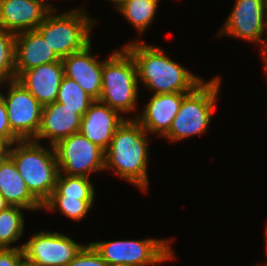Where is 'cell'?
I'll return each instance as SVG.
<instances>
[{"mask_svg": "<svg viewBox=\"0 0 267 266\" xmlns=\"http://www.w3.org/2000/svg\"><path fill=\"white\" fill-rule=\"evenodd\" d=\"M261 57L263 58L264 61V70L267 73V40L265 41L263 47H261Z\"/></svg>", "mask_w": 267, "mask_h": 266, "instance_id": "30", "label": "cell"}, {"mask_svg": "<svg viewBox=\"0 0 267 266\" xmlns=\"http://www.w3.org/2000/svg\"><path fill=\"white\" fill-rule=\"evenodd\" d=\"M50 10L36 31L60 59L83 50L91 41V31L97 20L83 8L55 13ZM93 27V28H92Z\"/></svg>", "mask_w": 267, "mask_h": 266, "instance_id": "6", "label": "cell"}, {"mask_svg": "<svg viewBox=\"0 0 267 266\" xmlns=\"http://www.w3.org/2000/svg\"><path fill=\"white\" fill-rule=\"evenodd\" d=\"M220 78L215 76L208 82L203 81L183 97L180 109L163 138L179 142L206 133L216 110V101L221 90Z\"/></svg>", "mask_w": 267, "mask_h": 266, "instance_id": "5", "label": "cell"}, {"mask_svg": "<svg viewBox=\"0 0 267 266\" xmlns=\"http://www.w3.org/2000/svg\"><path fill=\"white\" fill-rule=\"evenodd\" d=\"M16 34L0 29V82L15 80Z\"/></svg>", "mask_w": 267, "mask_h": 266, "instance_id": "25", "label": "cell"}, {"mask_svg": "<svg viewBox=\"0 0 267 266\" xmlns=\"http://www.w3.org/2000/svg\"><path fill=\"white\" fill-rule=\"evenodd\" d=\"M109 1V0H108ZM124 0H110V2H113L115 5V8L117 9L118 6L123 2Z\"/></svg>", "mask_w": 267, "mask_h": 266, "instance_id": "35", "label": "cell"}, {"mask_svg": "<svg viewBox=\"0 0 267 266\" xmlns=\"http://www.w3.org/2000/svg\"><path fill=\"white\" fill-rule=\"evenodd\" d=\"M95 100L73 79L63 77L56 102L73 109L81 117Z\"/></svg>", "mask_w": 267, "mask_h": 266, "instance_id": "23", "label": "cell"}, {"mask_svg": "<svg viewBox=\"0 0 267 266\" xmlns=\"http://www.w3.org/2000/svg\"><path fill=\"white\" fill-rule=\"evenodd\" d=\"M22 247L0 248V266H18L24 258Z\"/></svg>", "mask_w": 267, "mask_h": 266, "instance_id": "28", "label": "cell"}, {"mask_svg": "<svg viewBox=\"0 0 267 266\" xmlns=\"http://www.w3.org/2000/svg\"><path fill=\"white\" fill-rule=\"evenodd\" d=\"M0 194L10 206H19L33 212L43 209V205L31 194L8 155L0 161Z\"/></svg>", "mask_w": 267, "mask_h": 266, "instance_id": "19", "label": "cell"}, {"mask_svg": "<svg viewBox=\"0 0 267 266\" xmlns=\"http://www.w3.org/2000/svg\"><path fill=\"white\" fill-rule=\"evenodd\" d=\"M49 147L28 139L13 143L8 150L29 191L42 205L55 189L59 174L53 145Z\"/></svg>", "mask_w": 267, "mask_h": 266, "instance_id": "3", "label": "cell"}, {"mask_svg": "<svg viewBox=\"0 0 267 266\" xmlns=\"http://www.w3.org/2000/svg\"><path fill=\"white\" fill-rule=\"evenodd\" d=\"M94 202L95 197L50 196L43 208L50 212L58 209L67 218L80 221L87 217L88 212L94 207Z\"/></svg>", "mask_w": 267, "mask_h": 266, "instance_id": "21", "label": "cell"}, {"mask_svg": "<svg viewBox=\"0 0 267 266\" xmlns=\"http://www.w3.org/2000/svg\"><path fill=\"white\" fill-rule=\"evenodd\" d=\"M18 266H38V265L23 258V260L19 263Z\"/></svg>", "mask_w": 267, "mask_h": 266, "instance_id": "33", "label": "cell"}, {"mask_svg": "<svg viewBox=\"0 0 267 266\" xmlns=\"http://www.w3.org/2000/svg\"><path fill=\"white\" fill-rule=\"evenodd\" d=\"M9 206H10V204L0 194V212L7 209Z\"/></svg>", "mask_w": 267, "mask_h": 266, "instance_id": "31", "label": "cell"}, {"mask_svg": "<svg viewBox=\"0 0 267 266\" xmlns=\"http://www.w3.org/2000/svg\"><path fill=\"white\" fill-rule=\"evenodd\" d=\"M107 266H128V265H125V264H108Z\"/></svg>", "mask_w": 267, "mask_h": 266, "instance_id": "36", "label": "cell"}, {"mask_svg": "<svg viewBox=\"0 0 267 266\" xmlns=\"http://www.w3.org/2000/svg\"><path fill=\"white\" fill-rule=\"evenodd\" d=\"M92 44L83 50L61 59L64 76L75 80L94 100L101 97L102 68L104 60L100 61L92 52Z\"/></svg>", "mask_w": 267, "mask_h": 266, "instance_id": "14", "label": "cell"}, {"mask_svg": "<svg viewBox=\"0 0 267 266\" xmlns=\"http://www.w3.org/2000/svg\"><path fill=\"white\" fill-rule=\"evenodd\" d=\"M147 134L136 119H126L105 151L104 167L105 170L114 169V175L144 192L149 185L147 165L150 150Z\"/></svg>", "mask_w": 267, "mask_h": 266, "instance_id": "2", "label": "cell"}, {"mask_svg": "<svg viewBox=\"0 0 267 266\" xmlns=\"http://www.w3.org/2000/svg\"><path fill=\"white\" fill-rule=\"evenodd\" d=\"M49 11L34 0H0V29L15 34L36 30Z\"/></svg>", "mask_w": 267, "mask_h": 266, "instance_id": "15", "label": "cell"}, {"mask_svg": "<svg viewBox=\"0 0 267 266\" xmlns=\"http://www.w3.org/2000/svg\"><path fill=\"white\" fill-rule=\"evenodd\" d=\"M58 61H61V59L36 30L24 31L16 34V79L26 70Z\"/></svg>", "mask_w": 267, "mask_h": 266, "instance_id": "17", "label": "cell"}, {"mask_svg": "<svg viewBox=\"0 0 267 266\" xmlns=\"http://www.w3.org/2000/svg\"><path fill=\"white\" fill-rule=\"evenodd\" d=\"M172 239L97 241L90 244L108 264L155 266L176 259Z\"/></svg>", "mask_w": 267, "mask_h": 266, "instance_id": "7", "label": "cell"}, {"mask_svg": "<svg viewBox=\"0 0 267 266\" xmlns=\"http://www.w3.org/2000/svg\"><path fill=\"white\" fill-rule=\"evenodd\" d=\"M9 144L0 138V161L8 155Z\"/></svg>", "mask_w": 267, "mask_h": 266, "instance_id": "29", "label": "cell"}, {"mask_svg": "<svg viewBox=\"0 0 267 266\" xmlns=\"http://www.w3.org/2000/svg\"><path fill=\"white\" fill-rule=\"evenodd\" d=\"M139 81L135 61L123 46L112 51L103 62L102 88L99 101L122 115L136 113Z\"/></svg>", "mask_w": 267, "mask_h": 266, "instance_id": "4", "label": "cell"}, {"mask_svg": "<svg viewBox=\"0 0 267 266\" xmlns=\"http://www.w3.org/2000/svg\"><path fill=\"white\" fill-rule=\"evenodd\" d=\"M160 0H124L116 9L142 35L154 22Z\"/></svg>", "mask_w": 267, "mask_h": 266, "instance_id": "20", "label": "cell"}, {"mask_svg": "<svg viewBox=\"0 0 267 266\" xmlns=\"http://www.w3.org/2000/svg\"><path fill=\"white\" fill-rule=\"evenodd\" d=\"M224 23L218 37L233 36L263 47L267 40L263 36L267 31V0H235Z\"/></svg>", "mask_w": 267, "mask_h": 266, "instance_id": "10", "label": "cell"}, {"mask_svg": "<svg viewBox=\"0 0 267 266\" xmlns=\"http://www.w3.org/2000/svg\"><path fill=\"white\" fill-rule=\"evenodd\" d=\"M81 116L65 105L53 102L42 107L41 125L37 136L33 139L41 142L49 139V145L79 132Z\"/></svg>", "mask_w": 267, "mask_h": 266, "instance_id": "16", "label": "cell"}, {"mask_svg": "<svg viewBox=\"0 0 267 266\" xmlns=\"http://www.w3.org/2000/svg\"><path fill=\"white\" fill-rule=\"evenodd\" d=\"M53 148L59 173L89 177L105 170V151L80 132L59 140Z\"/></svg>", "mask_w": 267, "mask_h": 266, "instance_id": "8", "label": "cell"}, {"mask_svg": "<svg viewBox=\"0 0 267 266\" xmlns=\"http://www.w3.org/2000/svg\"><path fill=\"white\" fill-rule=\"evenodd\" d=\"M108 263L99 255L94 247L86 244L67 266H107Z\"/></svg>", "mask_w": 267, "mask_h": 266, "instance_id": "26", "label": "cell"}, {"mask_svg": "<svg viewBox=\"0 0 267 266\" xmlns=\"http://www.w3.org/2000/svg\"><path fill=\"white\" fill-rule=\"evenodd\" d=\"M189 92L153 94L142 113L136 119L148 132L163 137L170 129L172 121L178 113L183 97Z\"/></svg>", "mask_w": 267, "mask_h": 266, "instance_id": "13", "label": "cell"}, {"mask_svg": "<svg viewBox=\"0 0 267 266\" xmlns=\"http://www.w3.org/2000/svg\"><path fill=\"white\" fill-rule=\"evenodd\" d=\"M265 231H266V234H265V236H266L265 239H266V240H265V241H266V255H267V226H266ZM257 266H267V263H265V262L262 263V264L259 263Z\"/></svg>", "mask_w": 267, "mask_h": 266, "instance_id": "34", "label": "cell"}, {"mask_svg": "<svg viewBox=\"0 0 267 266\" xmlns=\"http://www.w3.org/2000/svg\"><path fill=\"white\" fill-rule=\"evenodd\" d=\"M8 83V93L2 96L11 130L21 139H34L41 125L43 105L17 79L2 81Z\"/></svg>", "mask_w": 267, "mask_h": 266, "instance_id": "9", "label": "cell"}, {"mask_svg": "<svg viewBox=\"0 0 267 266\" xmlns=\"http://www.w3.org/2000/svg\"><path fill=\"white\" fill-rule=\"evenodd\" d=\"M34 1L43 3L49 10L57 9L54 5H52L50 2H48L49 0H34Z\"/></svg>", "mask_w": 267, "mask_h": 266, "instance_id": "32", "label": "cell"}, {"mask_svg": "<svg viewBox=\"0 0 267 266\" xmlns=\"http://www.w3.org/2000/svg\"><path fill=\"white\" fill-rule=\"evenodd\" d=\"M0 138L9 145L21 140L12 130L8 122V114L2 96L0 95Z\"/></svg>", "mask_w": 267, "mask_h": 266, "instance_id": "27", "label": "cell"}, {"mask_svg": "<svg viewBox=\"0 0 267 266\" xmlns=\"http://www.w3.org/2000/svg\"><path fill=\"white\" fill-rule=\"evenodd\" d=\"M84 246L61 232L37 231L22 250L24 258L38 266H67Z\"/></svg>", "mask_w": 267, "mask_h": 266, "instance_id": "11", "label": "cell"}, {"mask_svg": "<svg viewBox=\"0 0 267 266\" xmlns=\"http://www.w3.org/2000/svg\"><path fill=\"white\" fill-rule=\"evenodd\" d=\"M89 178L59 173L51 196L95 197L94 185Z\"/></svg>", "mask_w": 267, "mask_h": 266, "instance_id": "24", "label": "cell"}, {"mask_svg": "<svg viewBox=\"0 0 267 266\" xmlns=\"http://www.w3.org/2000/svg\"><path fill=\"white\" fill-rule=\"evenodd\" d=\"M24 208L9 206L0 212V248H12L11 244L18 242L25 227Z\"/></svg>", "mask_w": 267, "mask_h": 266, "instance_id": "22", "label": "cell"}, {"mask_svg": "<svg viewBox=\"0 0 267 266\" xmlns=\"http://www.w3.org/2000/svg\"><path fill=\"white\" fill-rule=\"evenodd\" d=\"M124 47L135 61L138 81L142 82L143 87L152 95L191 92L204 81L170 59L159 46L144 44L141 39L131 41Z\"/></svg>", "mask_w": 267, "mask_h": 266, "instance_id": "1", "label": "cell"}, {"mask_svg": "<svg viewBox=\"0 0 267 266\" xmlns=\"http://www.w3.org/2000/svg\"><path fill=\"white\" fill-rule=\"evenodd\" d=\"M123 116L126 115H122L99 100H95L81 117L79 132L106 151L116 130L126 120Z\"/></svg>", "mask_w": 267, "mask_h": 266, "instance_id": "12", "label": "cell"}, {"mask_svg": "<svg viewBox=\"0 0 267 266\" xmlns=\"http://www.w3.org/2000/svg\"><path fill=\"white\" fill-rule=\"evenodd\" d=\"M63 77V63L58 61L26 70L17 80L44 106L56 101Z\"/></svg>", "mask_w": 267, "mask_h": 266, "instance_id": "18", "label": "cell"}]
</instances>
